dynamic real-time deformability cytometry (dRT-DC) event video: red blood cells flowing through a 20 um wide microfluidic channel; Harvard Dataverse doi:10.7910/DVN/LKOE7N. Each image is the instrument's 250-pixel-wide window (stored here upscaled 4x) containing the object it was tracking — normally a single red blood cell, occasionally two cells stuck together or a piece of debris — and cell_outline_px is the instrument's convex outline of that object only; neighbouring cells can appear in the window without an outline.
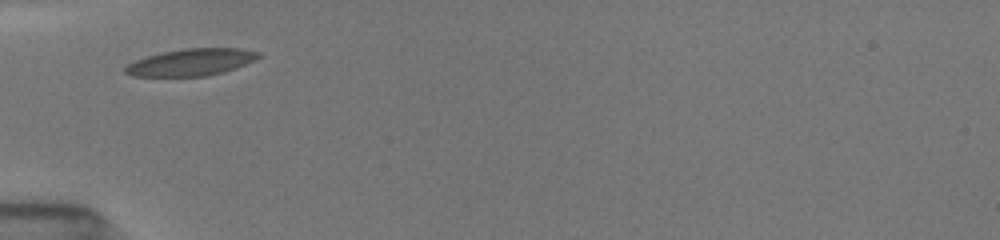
{"species": "common noctule bat (a hibernating species)", "species_latin": "Nyctalus noctula", "temperature_condition": "room temperature", "stored_images_in_passage": 8, "camera_frame_rate_fps": 3000, "um_per_image_px": 0.085, "animal": {"sex": "female", "body_mass_g": 19.5, "forearm_length_mm": 54.1}, "frame": {"image": 1, "passage_image": 1, "time_ms": 0.0, "image_size_px": [1000, 240], "cell_outline_px": [[260, 56], [236, 68], [208, 76], [132, 76], [124, 72], [124, 68], [128, 64], [136, 60], [148, 56], [164, 52], [184, 48], [240, 48], [260, 52]], "centroid_in_image_um": [16.24, 5.29], "position_along_channel_um": 68.8, "area_um2": 20.69}}
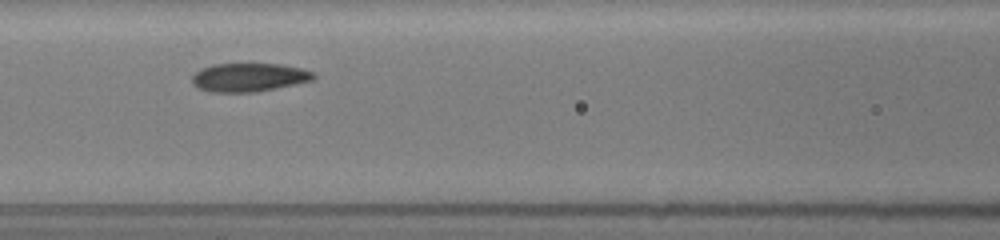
{"frame": {"image": 2, "passage_image": 3, "time_ms": 2.0, "image_size_px": [1000, 240], "cell_outline_px": [[316, 76], [312, 80], [256, 92], [212, 92], [196, 88], [192, 84], [192, 76], [200, 68], [212, 64], [280, 64], [300, 68], [316, 72]], "centroid_in_image_um": [21.12, 6.57], "position_along_channel_um": 145.5, "area_um2": 20.23}}
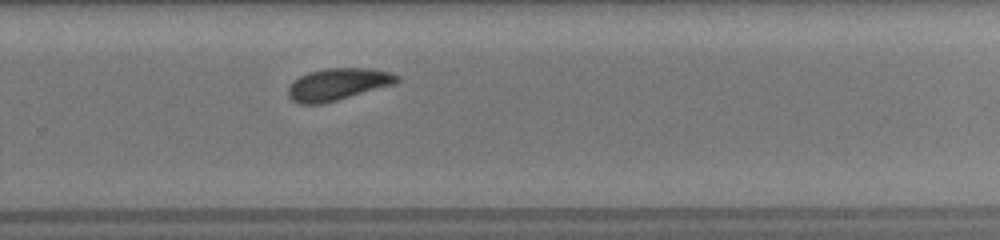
{"frame": {"image": 3, "passage_image": 8, "time_ms": 6.0, "image_size_px": [1000, 240], "cell_outline_px": [[400, 80], [396, 84], [324, 104], [300, 104], [292, 100], [288, 96], [288, 84], [300, 76], [308, 72], [324, 68], [368, 68], [392, 72], [400, 76]], "centroid_in_image_um": [28.73, 7.16], "position_along_channel_um": 301.1, "area_um2": 20.69}}